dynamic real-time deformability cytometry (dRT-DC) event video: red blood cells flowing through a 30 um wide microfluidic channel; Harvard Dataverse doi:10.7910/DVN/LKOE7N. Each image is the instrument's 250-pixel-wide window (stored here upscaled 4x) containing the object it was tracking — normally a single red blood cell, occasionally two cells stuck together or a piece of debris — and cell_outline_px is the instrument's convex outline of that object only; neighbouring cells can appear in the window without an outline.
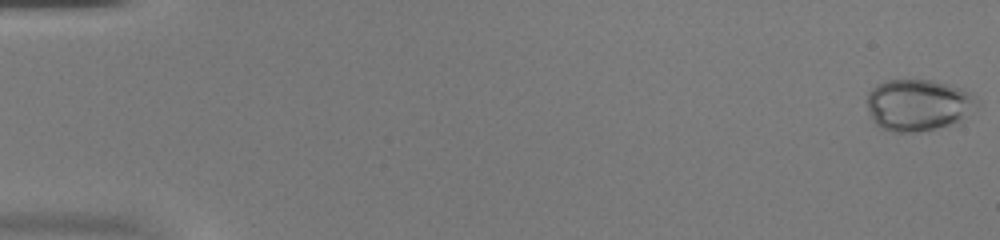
{"species": "common noctule bat (a hibernating species)", "species_latin": "Nyctalus noctula", "temperature_condition": "warm", "stored_images_in_passage": 53, "camera_frame_rate_fps": 3000, "um_per_image_px": 0.085, "animal": {"sex": "female", "body_mass_g": 20.0, "forearm_length_mm": 54.0}, "frame": {"image": 1, "passage_image": 1, "time_ms": 0.0, "image_size_px": [1000, 240], "cell_outline_px": [[980, 100], [976, 108], [956, 120], [948, 124], [916, 132], [892, 132], [880, 128], [876, 124], [868, 108], [868, 92], [876, 84], [884, 80], [936, 80], [972, 92]], "centroid_in_image_um": [78.03, 8.89], "position_along_channel_um": 7.0, "area_um2": 32.83}}
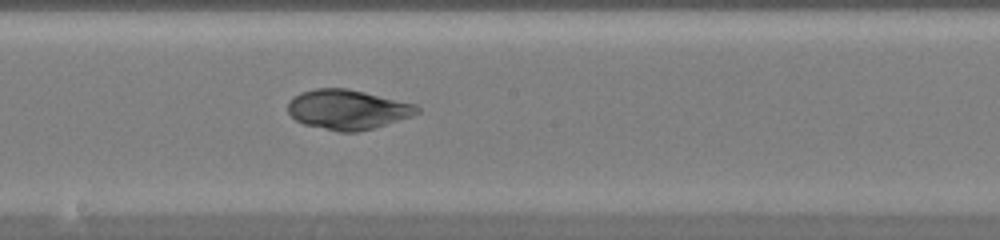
{"frame": {"image": 2, "passage_image": 30, "time_ms": 9.667, "image_size_px": [1000, 240], "cell_outline_px": [[420, 112], [412, 116], [372, 128], [356, 132], [340, 132], [304, 124], [296, 120], [288, 112], [288, 100], [292, 96], [300, 92], [316, 88], [344, 88], [364, 92], [416, 104], [420, 108]], "centroid_in_image_um": [29.52, 9.3], "position_along_channel_um": 218.7, "area_um2": 29.82}}
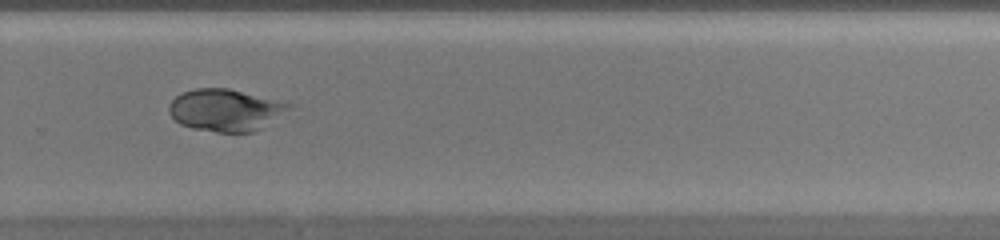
{"frame": {"image": 3, "passage_image": 37, "time_ms": 12.0, "image_size_px": [1000, 240], "cell_outline_px": [[296, 104], [292, 108], [260, 128], [252, 132], [216, 132], [192, 128], [180, 124], [168, 112], [168, 104], [176, 96], [184, 92], [196, 88], [228, 88]], "centroid_in_image_um": [19.16, 9.34], "position_along_channel_um": 310.6, "area_um2": 29.36}}